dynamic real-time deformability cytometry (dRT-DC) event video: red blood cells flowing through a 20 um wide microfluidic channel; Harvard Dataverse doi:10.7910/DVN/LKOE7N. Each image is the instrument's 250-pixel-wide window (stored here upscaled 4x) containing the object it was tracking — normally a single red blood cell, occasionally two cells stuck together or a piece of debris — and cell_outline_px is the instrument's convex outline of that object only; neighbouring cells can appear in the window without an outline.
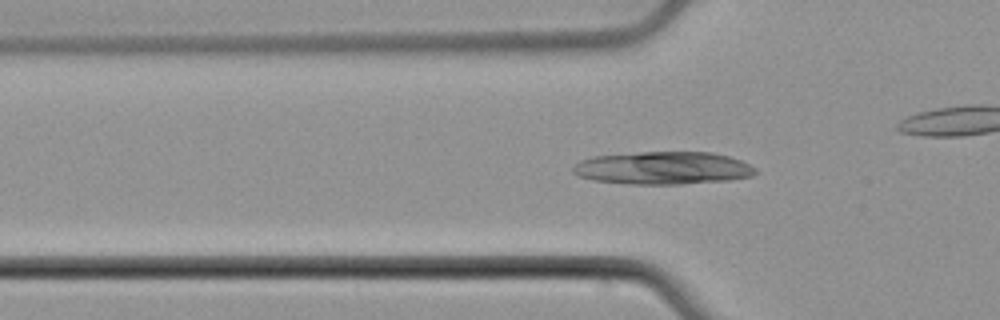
{"species": "common noctule bat (a hibernating species)", "species_latin": "Nyctalus noctula", "temperature_condition": "cold", "stored_images_in_passage": 44, "camera_frame_rate_fps": 3000, "um_per_image_px": 0.085, "animal": {"sex": "male", "body_mass_g": 21.5, "forearm_length_mm": 52.0}, "frame": {"image": 1, "passage_image": 18, "time_ms": 5.667, "image_size_px": [1000, 320], "cell_outline_px": [[756, 172], [752, 176], [728, 180], [680, 184], [628, 184], [592, 180], [576, 176], [572, 172], [572, 168], [580, 160], [592, 156], [640, 152], [712, 152], [728, 156], [740, 160], [756, 168]], "centroid_in_image_um": [56.31, 14.28], "position_along_channel_um": 69.5, "area_um2": 34.97}}
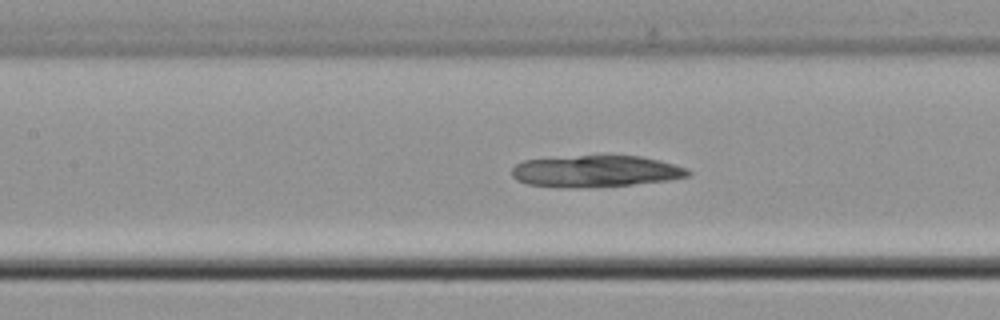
{"frame": {"image": 2, "passage_image": 25, "time_ms": 8.0, "image_size_px": [1000, 320], "cell_outline_px": [[692, 172], [688, 176], [668, 180], [632, 184], [568, 188], [528, 184], [516, 180], [512, 176], [512, 168], [516, 164], [524, 160], [580, 156], [640, 156], [688, 168]], "centroid_in_image_um": [50.61, 14.56], "position_along_channel_um": 156.8, "area_um2": 31.96}}
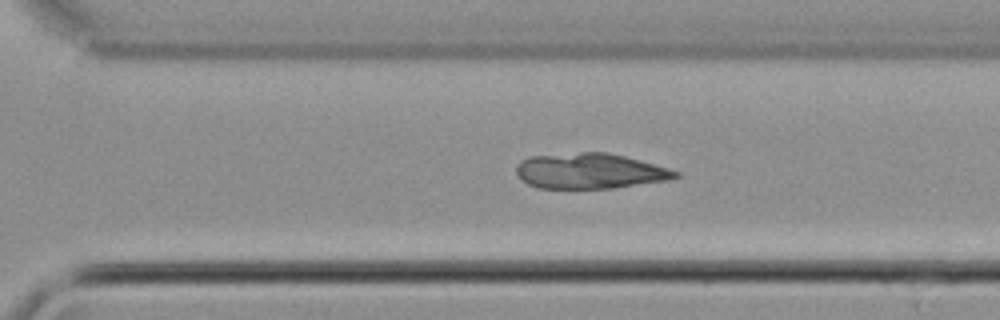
{"frame": {"image": 3, "passage_image": 38, "time_ms": 12.333, "image_size_px": [1000, 320], "cell_outline_px": [[680, 176], [668, 180], [612, 188], [536, 188], [520, 180], [516, 172], [516, 164], [520, 160], [528, 156], [580, 152], [608, 152], [640, 160], [668, 168], [680, 172]], "centroid_in_image_um": [50.09, 14.53], "position_along_channel_um": 320.5, "area_um2": 33.06}}